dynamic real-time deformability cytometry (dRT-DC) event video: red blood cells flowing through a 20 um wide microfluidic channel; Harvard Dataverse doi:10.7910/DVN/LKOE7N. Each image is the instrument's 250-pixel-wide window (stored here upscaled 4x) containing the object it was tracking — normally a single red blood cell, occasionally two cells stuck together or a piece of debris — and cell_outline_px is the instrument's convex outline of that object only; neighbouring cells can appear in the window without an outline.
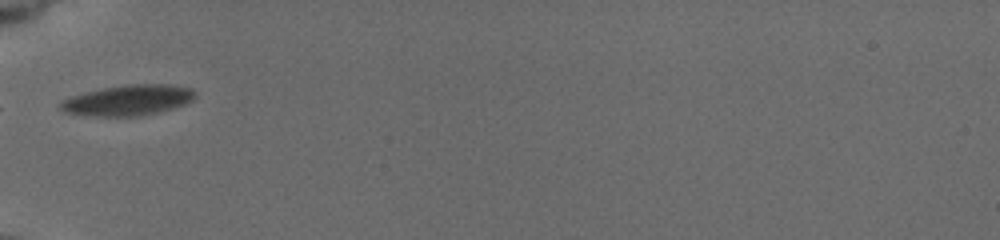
{"species": "common noctule bat (a hibernating species)", "species_latin": "Nyctalus noctula", "temperature_condition": "cold", "stored_images_in_passage": 9, "camera_frame_rate_fps": 3000, "um_per_image_px": 0.085, "animal": {"sex": "female", "body_mass_g": 19.5, "forearm_length_mm": 54.1}, "frame": {"image": 1, "passage_image": 1, "time_ms": 0.0, "image_size_px": [1000, 240], "cell_outline_px": [[196, 96], [192, 100], [184, 104], [160, 112], [140, 116], [92, 116], [64, 112], [56, 108], [60, 100], [84, 92], [100, 88], [124, 84], [168, 84], [192, 88], [196, 92]], "centroid_in_image_um": [10.84, 8.51], "position_along_channel_um": 74.2, "area_um2": 24.39}}
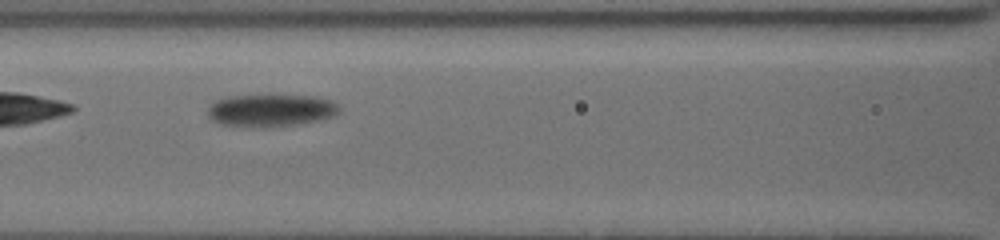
{"frame": {"image": 2, "passage_image": 7, "time_ms": 2.0, "image_size_px": [1000, 240], "cell_outline_px": [[340, 112], [332, 116], [316, 120], [296, 124], [264, 128], [252, 128], [220, 124], [212, 120], [208, 116], [208, 104], [216, 100], [228, 96], [316, 96], [332, 100], [340, 108]], "centroid_in_image_um": [22.97, 9.4], "position_along_channel_um": 143.6, "area_um2": 24.91}}
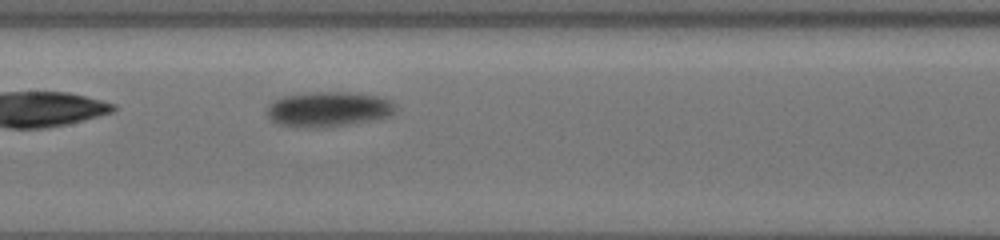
{"frame": {"image": 3, "passage_image": 9, "time_ms": 3.0, "image_size_px": [1000, 240], "cell_outline_px": [[396, 112], [388, 116], [372, 120], [344, 124], [308, 128], [304, 128], [280, 124], [272, 120], [268, 116], [268, 104], [272, 100], [284, 96], [312, 92], [356, 92], [376, 96], [392, 100], [396, 104]], "centroid_in_image_um": [27.93, 9.26], "position_along_channel_um": 179.5, "area_um2": 26.13}}